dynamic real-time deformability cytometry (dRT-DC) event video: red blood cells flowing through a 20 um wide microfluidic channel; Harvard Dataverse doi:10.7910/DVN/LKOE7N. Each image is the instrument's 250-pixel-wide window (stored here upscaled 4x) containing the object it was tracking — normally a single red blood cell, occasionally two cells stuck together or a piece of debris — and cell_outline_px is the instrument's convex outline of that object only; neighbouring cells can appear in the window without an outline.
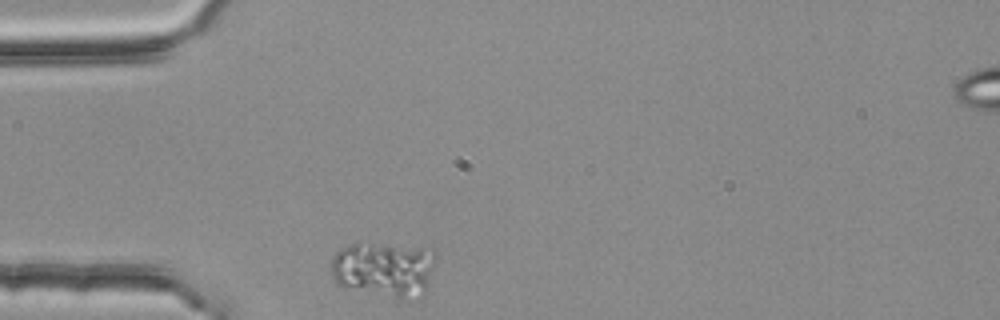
{"species": "common noctule bat (a hibernating species)", "species_latin": "Nyctalus noctula", "temperature_condition": "room temperature", "stored_images_in_passage": 2, "segment_of_instrument_passage": [1, 2], "camera_frame_rate_fps": 3000, "um_per_image_px": 0.085, "animal": {"sex": "female", "body_mass_g": 25.1}, "frame": {"image": 1, "passage_image": 1, "time_ms": 0.0, "image_size_px": [1000, 320], "cell_outline_px": [[436, 260], [428, 292], [424, 296], [400, 300], [340, 284], [332, 276], [332, 256], [340, 248], [352, 244], [356, 244], [432, 248], [436, 252]], "centroid_in_image_um": [32.76, 22.91], "position_along_channel_um": 52.2, "area_um2": 33.64}}